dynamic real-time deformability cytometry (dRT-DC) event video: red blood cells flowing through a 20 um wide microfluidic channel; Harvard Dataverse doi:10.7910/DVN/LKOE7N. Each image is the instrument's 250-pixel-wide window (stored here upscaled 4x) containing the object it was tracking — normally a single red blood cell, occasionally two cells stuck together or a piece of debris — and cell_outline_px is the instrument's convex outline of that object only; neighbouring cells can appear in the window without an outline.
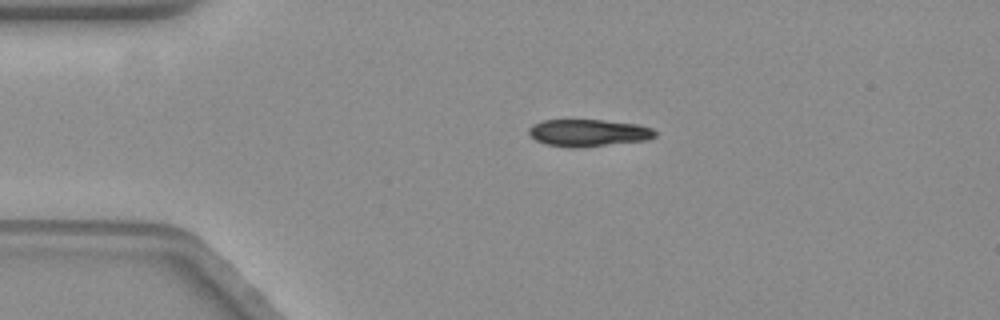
{"species": "common noctule bat (a hibernating species)", "species_latin": "Nyctalus noctula", "temperature_condition": "warm", "stored_images_in_passage": 43, "camera_frame_rate_fps": 3000, "um_per_image_px": 0.085, "animal": {"sex": "female", "body_mass_g": 19.3, "forearm_length_mm": 54.1}, "frame": {"image": 1, "passage_image": 1, "time_ms": 0.0, "image_size_px": [1000, 320], "cell_outline_px": [[656, 136], [648, 140], [580, 148], [568, 148], [544, 144], [536, 140], [528, 132], [528, 128], [532, 124], [540, 120], [604, 120], [640, 124], [652, 128], [656, 132]], "centroid_in_image_um": [50.01, 11.29], "position_along_channel_um": 35.0, "area_um2": 20.35}}
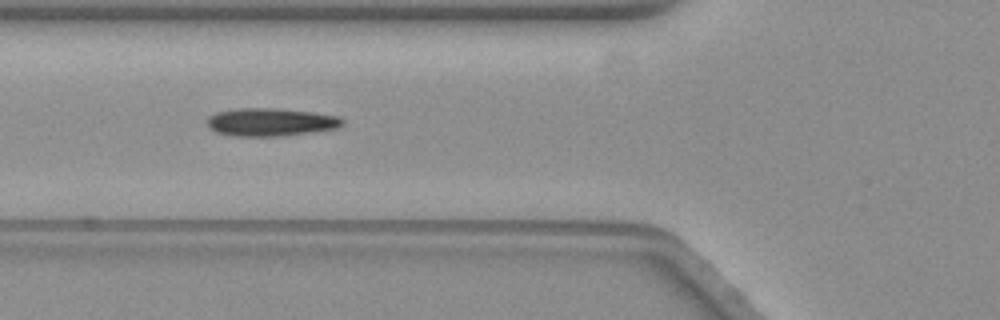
{"frame": {"image": 2, "passage_image": 10, "time_ms": 3.0, "image_size_px": [1000, 320], "cell_outline_px": [[344, 124], [340, 128], [312, 132], [280, 136], [232, 136], [216, 132], [208, 128], [208, 116], [216, 112], [236, 108], [276, 108], [312, 112], [340, 116], [344, 120]], "centroid_in_image_um": [23.02, 10.38], "position_along_channel_um": 102.8, "area_um2": 22.31}}
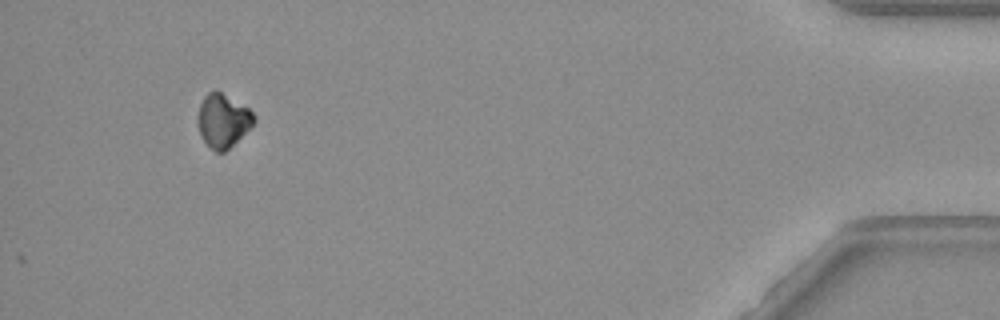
{"frame": {"image": 3, "passage_image": 43, "time_ms": 14.0, "image_size_px": [1000, 320], "cell_outline_px": [[256, 120], [224, 152], [216, 152], [200, 136], [196, 124], [196, 120], [200, 104], [204, 96], [208, 92], [216, 88], [248, 108], [252, 112]], "centroid_in_image_um": [18.89, 10.2], "position_along_channel_um": 416.3, "area_um2": 17.4}}